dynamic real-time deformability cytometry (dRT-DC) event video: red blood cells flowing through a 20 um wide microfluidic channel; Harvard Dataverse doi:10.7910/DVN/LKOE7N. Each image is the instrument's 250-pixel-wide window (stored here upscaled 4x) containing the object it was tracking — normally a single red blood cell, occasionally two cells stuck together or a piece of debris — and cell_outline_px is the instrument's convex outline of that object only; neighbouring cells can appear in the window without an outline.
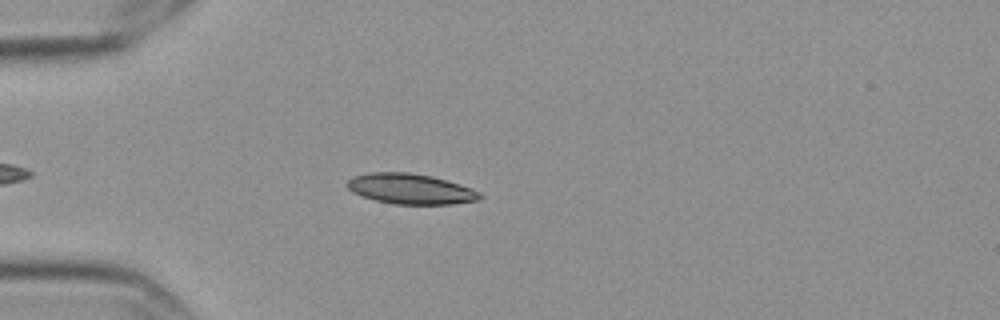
{"species": "Egyptian fruit bat (a non-hibernating species)", "species_latin": "Rousettus aegyptiacus", "temperature_condition": "cold", "stored_images_in_passage": 47, "camera_frame_rate_fps": 3000, "um_per_image_px": 0.085, "frame": {"image": 1, "passage_image": 9, "time_ms": 2.667, "image_size_px": [1000, 320], "cell_outline_px": [[484, 196], [476, 200], [452, 204], [396, 204], [376, 200], [352, 192], [344, 184], [348, 180], [356, 176], [372, 172], [408, 172], [432, 176], [472, 188], [480, 192]], "centroid_in_image_um": [34.9, 16.05], "position_along_channel_um": 50.1, "area_um2": 23.29}}
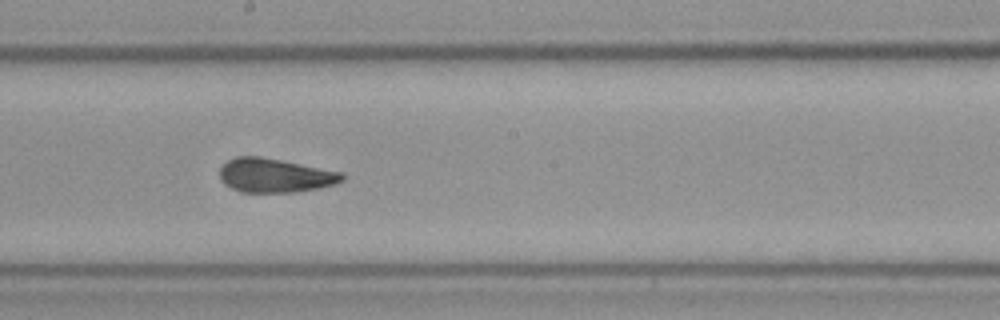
{"frame": {"image": 2, "passage_image": 25, "time_ms": 8.0, "image_size_px": [1000, 320], "cell_outline_px": [[344, 180], [332, 184], [316, 188], [292, 192], [244, 192], [232, 188], [220, 176], [220, 168], [228, 160], [240, 156], [260, 156], [344, 172]], "centroid_in_image_um": [23.4, 14.9], "position_along_channel_um": 224.8, "area_um2": 23.81}}
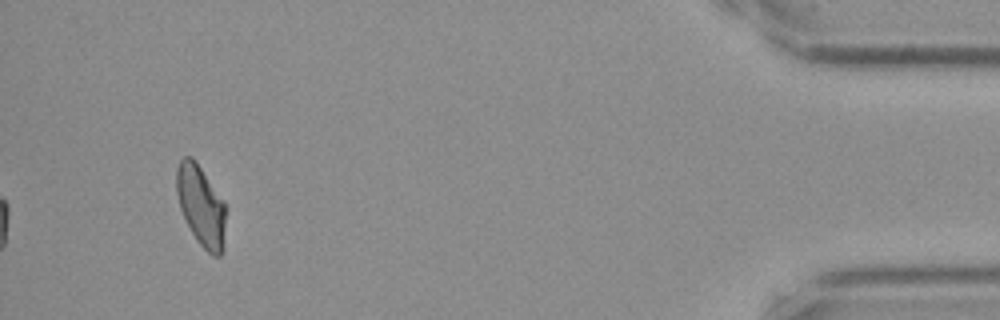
{"frame": {"image": 3, "passage_image": 47, "time_ms": 15.333, "image_size_px": [1000, 320], "cell_outline_px": [[224, 248], [220, 256], [212, 256], [196, 240], [180, 208], [176, 192], [176, 168], [180, 160], [184, 156], [192, 156], [224, 200]], "centroid_in_image_um": [17.07, 17.47], "position_along_channel_um": 418.1, "area_um2": 22.95}, "authors_computed_cell_mechanics": {"area_um2": 22.9466, "velocity_mm_per_s": 3.549, "shape_relaxation_time_tau1_ms": 3.7297, "shape_relaxation_time_tau2_ms": 2.4462, "deformation_change_tau1": 0.1206, "deformation_change_tau2": 0.069}}